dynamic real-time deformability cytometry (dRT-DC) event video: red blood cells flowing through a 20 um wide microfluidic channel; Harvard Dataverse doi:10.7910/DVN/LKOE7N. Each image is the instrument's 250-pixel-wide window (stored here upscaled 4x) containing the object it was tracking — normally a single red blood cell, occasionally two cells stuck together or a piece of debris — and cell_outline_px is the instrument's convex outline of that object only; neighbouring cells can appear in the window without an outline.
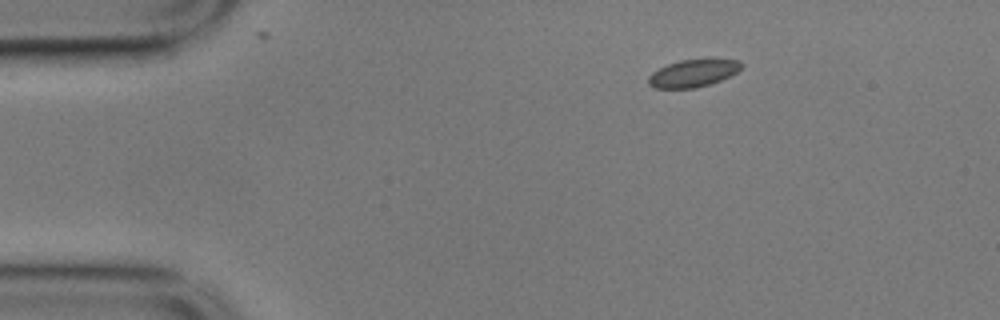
{"species": "common noctule bat (a hibernating species)", "species_latin": "Nyctalus noctula", "temperature_condition": "cold", "stored_images_in_passage": 49, "camera_frame_rate_fps": 3000, "um_per_image_px": 0.085, "animal": {"sex": "male", "body_mass_g": 17.9}, "frame": {"image": 1, "passage_image": 1, "time_ms": 0.0, "image_size_px": [1000, 320], "cell_outline_px": [[744, 64], [736, 72], [720, 80], [696, 88], [656, 88], [648, 84], [648, 76], [652, 72], [668, 64], [680, 60], [708, 56], [740, 60]], "centroid_in_image_um": [58.96, 6.16], "position_along_channel_um": 26.0, "area_um2": 15.37}}
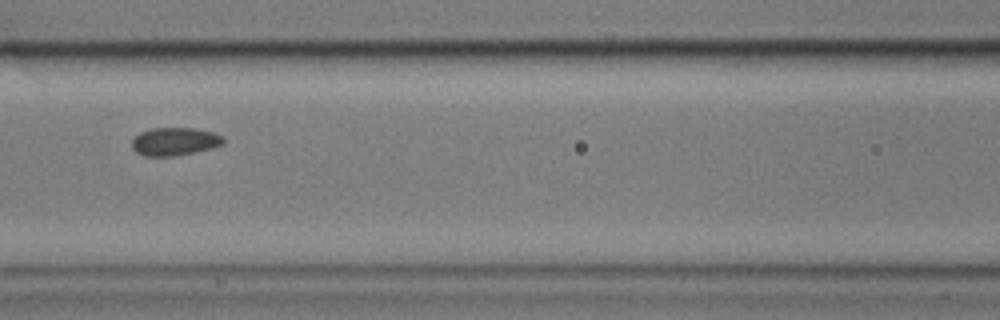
{"frame": {"image": 2, "passage_image": 17, "time_ms": 5.333, "image_size_px": [1000, 320], "cell_outline_px": [[224, 144], [212, 148], [172, 156], [144, 156], [136, 152], [132, 148], [132, 140], [140, 132], [152, 128], [196, 128], [212, 132], [224, 136]], "centroid_in_image_um": [14.85, 12.02], "position_along_channel_um": 151.7, "area_um2": 14.91}}
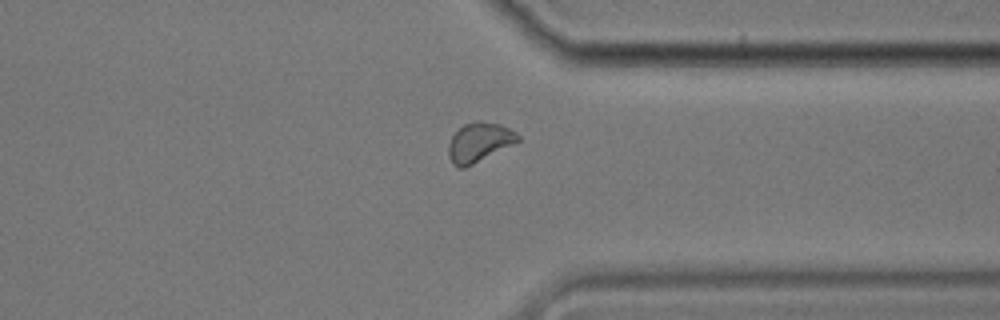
{"frame": {"image": 3, "passage_image": 36, "time_ms": 11.667, "image_size_px": [1000, 320], "cell_outline_px": [[520, 140], [464, 168], [460, 168], [452, 164], [448, 156], [448, 144], [452, 136], [464, 124], [480, 120], [500, 124], [516, 132], [520, 136]], "centroid_in_image_um": [40.71, 12.08], "position_along_channel_um": 370.7, "area_um2": 15.66}, "authors_computed_cell_mechanics": {"area_um2": 15.3748, "velocity_mm_per_s": 3.4874, "shape_relaxation_time_tau1_ms": 1.8003, "shape_relaxation_time_tau2_ms": 2.6586, "deformation_change_tau1": 0.0556, "deformation_change_tau2": 0.0626}}